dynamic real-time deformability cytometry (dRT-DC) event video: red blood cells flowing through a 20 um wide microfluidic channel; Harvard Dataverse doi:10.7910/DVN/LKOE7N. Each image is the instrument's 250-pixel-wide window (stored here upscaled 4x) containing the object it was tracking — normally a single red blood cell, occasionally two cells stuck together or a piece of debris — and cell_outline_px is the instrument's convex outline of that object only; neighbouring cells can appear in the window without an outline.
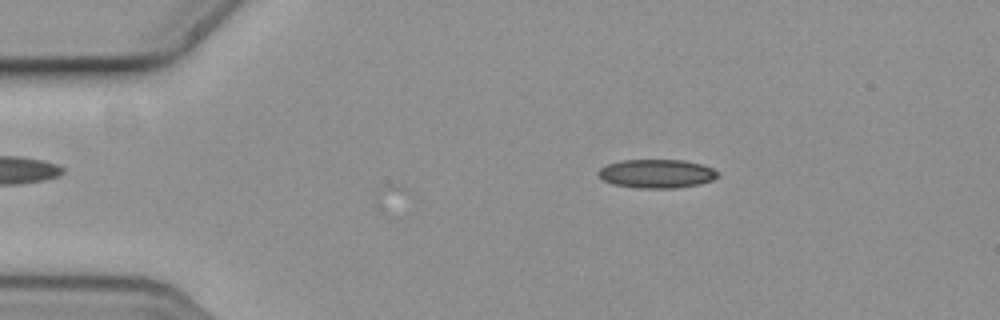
{"species": "common noctule bat (a hibernating species)", "species_latin": "Nyctalus noctula", "temperature_condition": "cold", "stored_images_in_passage": 4, "camera_frame_rate_fps": 3000, "um_per_image_px": 0.085, "animal": {"sex": "female", "body_mass_g": 19.3, "forearm_length_mm": 54.1}, "frame": {"image": 1, "passage_image": 2, "time_ms": 0.333, "image_size_px": [1000, 320], "cell_outline_px": [[716, 176], [712, 180], [696, 184], [672, 188], [640, 188], [612, 184], [604, 180], [596, 172], [600, 168], [608, 164], [620, 160], [684, 160], [700, 164], [712, 168], [716, 172]], "centroid_in_image_um": [55.75, 14.75], "position_along_channel_um": 29.2, "area_um2": 19.65}}